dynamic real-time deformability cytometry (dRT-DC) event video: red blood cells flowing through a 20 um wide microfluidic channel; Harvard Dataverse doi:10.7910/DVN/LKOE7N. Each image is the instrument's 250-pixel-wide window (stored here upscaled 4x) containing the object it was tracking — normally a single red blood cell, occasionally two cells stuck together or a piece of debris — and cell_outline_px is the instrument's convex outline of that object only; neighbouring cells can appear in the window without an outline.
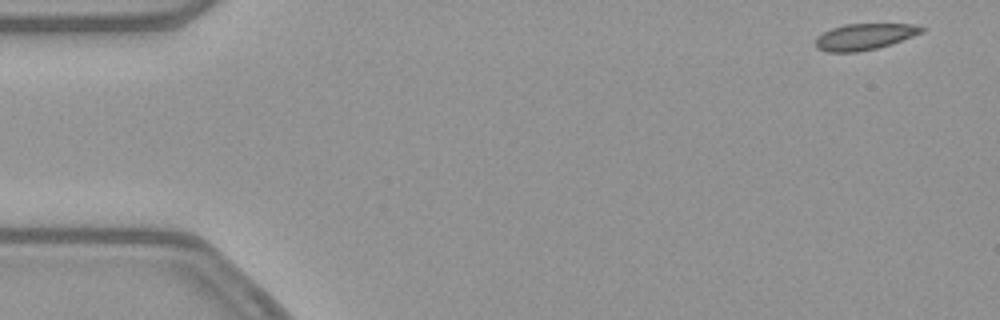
{"species": "common noctule bat (a hibernating species)", "species_latin": "Nyctalus noctula", "temperature_condition": "warm", "stored_images_in_passage": 51, "camera_frame_rate_fps": 3000, "um_per_image_px": 0.085, "animal": {"sex": "female", "body_mass_g": 21.9}, "frame": {"image": 1, "passage_image": 1, "time_ms": 0.0, "image_size_px": [1000, 320], "cell_outline_px": [[924, 32], [892, 44], [876, 48], [856, 52], [828, 52], [816, 48], [816, 36], [832, 28], [844, 24], [912, 24], [924, 28]], "centroid_in_image_um": [73.47, 3.12], "position_along_channel_um": 11.5, "area_um2": 16.18}}
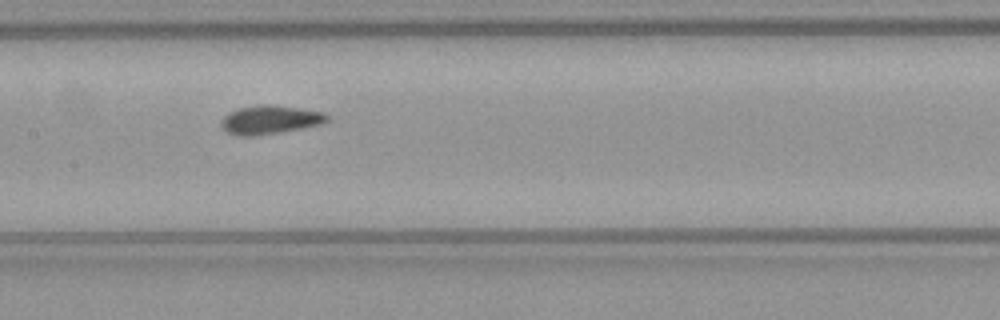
{"frame": {"image": 2, "passage_image": 24, "time_ms": 7.667, "image_size_px": [1000, 320], "cell_outline_px": [[328, 120], [320, 124], [304, 128], [256, 136], [236, 136], [228, 132], [220, 124], [220, 120], [228, 112], [240, 108], [256, 104], [268, 104], [300, 108], [324, 112], [328, 116]], "centroid_in_image_um": [22.92, 10.17], "position_along_channel_um": 184.5, "area_um2": 17.8}}
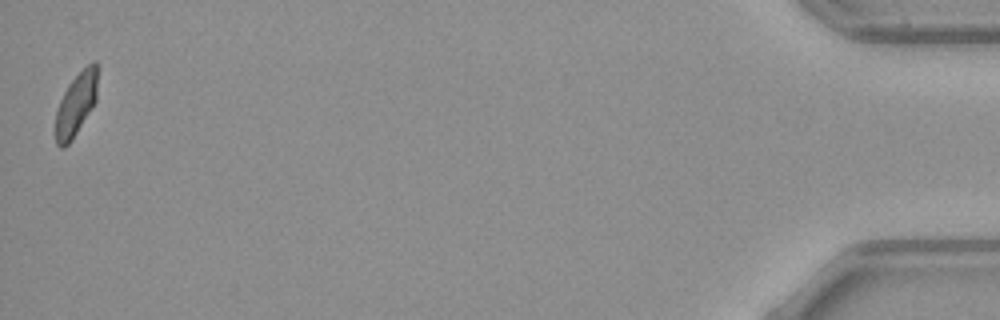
{"frame": {"image": 3, "passage_image": 51, "time_ms": 16.667, "image_size_px": [1000, 320], "cell_outline_px": [[96, 100], [72, 140], [64, 148], [60, 148], [56, 144], [56, 112], [60, 100], [68, 84], [92, 60], [96, 60]], "centroid_in_image_um": [6.44, 8.88], "position_along_channel_um": 428.8, "area_um2": 15.03}, "authors_computed_cell_mechanics": {"area_um2": 16.9354, "velocity_mm_per_s": 3.8574, "shape_relaxation_time_tau1_ms": 7.9575, "shape_relaxation_time_tau2_ms": null, "deformation_change_tau1": 0.1563, "deformation_change_tau2": null}}